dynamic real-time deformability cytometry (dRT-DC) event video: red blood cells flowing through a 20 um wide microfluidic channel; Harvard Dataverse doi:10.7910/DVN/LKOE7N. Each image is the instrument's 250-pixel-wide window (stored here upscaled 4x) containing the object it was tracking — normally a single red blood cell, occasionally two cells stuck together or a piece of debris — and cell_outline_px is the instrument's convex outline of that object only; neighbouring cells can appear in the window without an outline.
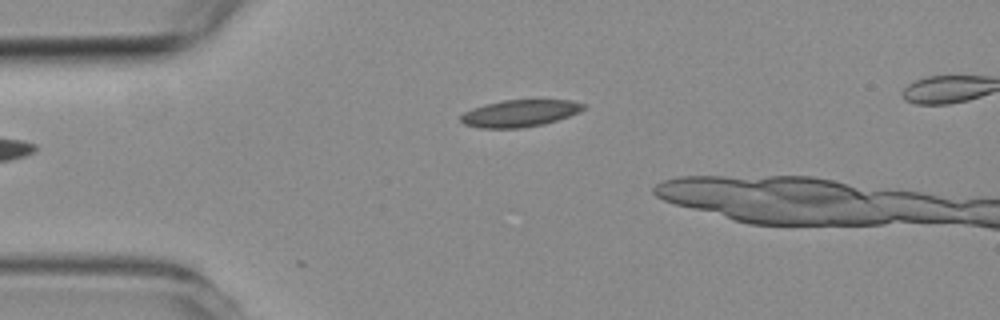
{"species": "common noctule bat (a hibernating species)", "species_latin": "Nyctalus noctula", "temperature_condition": "room temperature", "stored_images_in_passage": 2, "camera_frame_rate_fps": 3000, "um_per_image_px": 0.085, "animal": {"sex": "female", "body_mass_g": 19.3, "forearm_length_mm": 54.1}, "frame": {"image": 1, "passage_image": 2, "time_ms": 1.0, "image_size_px": [1000, 320], "cell_outline_px": [[584, 108], [580, 112], [544, 124], [520, 128], [480, 128], [464, 124], [460, 120], [460, 116], [464, 112], [472, 108], [484, 104], [504, 100], [572, 100], [584, 104]], "centroid_in_image_um": [44.15, 9.63], "position_along_channel_um": 40.8, "area_um2": 19.25}}